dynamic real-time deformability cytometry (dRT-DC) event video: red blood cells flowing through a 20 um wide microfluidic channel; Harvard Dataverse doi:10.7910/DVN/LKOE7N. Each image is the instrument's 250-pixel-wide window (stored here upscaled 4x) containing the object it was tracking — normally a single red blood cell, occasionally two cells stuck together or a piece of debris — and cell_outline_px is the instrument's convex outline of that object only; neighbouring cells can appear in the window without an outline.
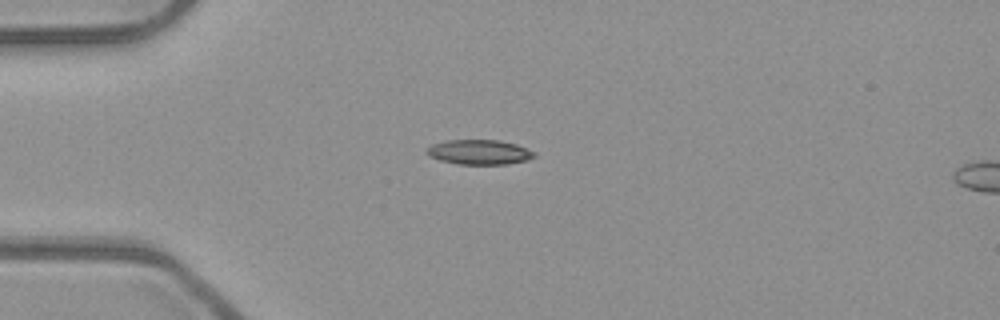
{"species": "common noctule bat (a hibernating species)", "species_latin": "Nyctalus noctula", "temperature_condition": "room temperature", "stored_images_in_passage": 2, "camera_frame_rate_fps": 3000, "um_per_image_px": 0.085, "animal": {"sex": "male", "body_mass_g": 23.1, "forearm_length_mm": 52.7}, "frame": {"image": 1, "passage_image": 1, "time_ms": 0.0, "image_size_px": [1000, 320], "cell_outline_px": [[536, 156], [528, 160], [508, 164], [460, 164], [440, 160], [428, 156], [424, 152], [424, 148], [432, 144], [448, 140], [500, 140], [516, 144], [536, 152]], "centroid_in_image_um": [40.72, 12.93], "position_along_channel_um": 44.3, "area_um2": 15.72}}